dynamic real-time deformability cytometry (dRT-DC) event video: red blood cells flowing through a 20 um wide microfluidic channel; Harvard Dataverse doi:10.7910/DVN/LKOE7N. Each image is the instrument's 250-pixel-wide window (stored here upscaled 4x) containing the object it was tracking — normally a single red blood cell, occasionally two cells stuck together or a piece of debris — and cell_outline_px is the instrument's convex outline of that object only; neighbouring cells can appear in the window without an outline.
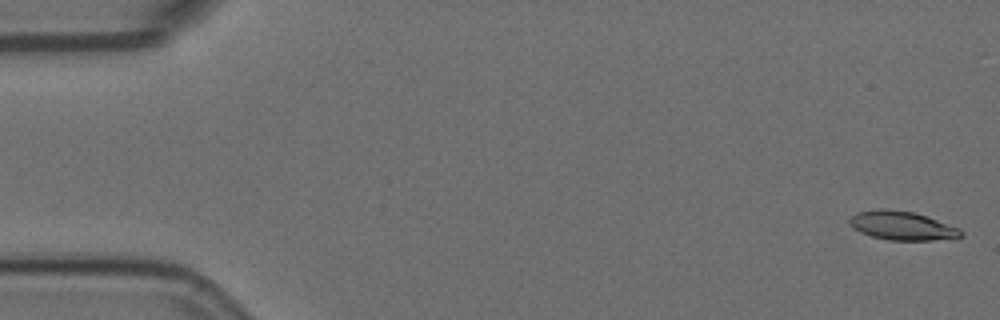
{"species": "Egyptian fruit bat (a non-hibernating species)", "species_latin": "Rousettus aegyptiacus", "temperature_condition": "room temperature", "stored_images_in_passage": 58, "camera_frame_rate_fps": 3000, "um_per_image_px": 0.085, "animal": {"sex": "female"}, "frame": {"image": 1, "passage_image": 2, "time_ms": 0.333, "image_size_px": [1000, 320], "cell_outline_px": [[964, 236], [932, 240], [888, 240], [872, 236], [860, 232], [852, 228], [848, 224], [848, 220], [856, 212], [876, 208], [888, 208], [916, 212], [960, 228], [964, 232]], "centroid_in_image_um": [76.65, 19.16], "position_along_channel_um": 8.4, "area_um2": 19.02}}
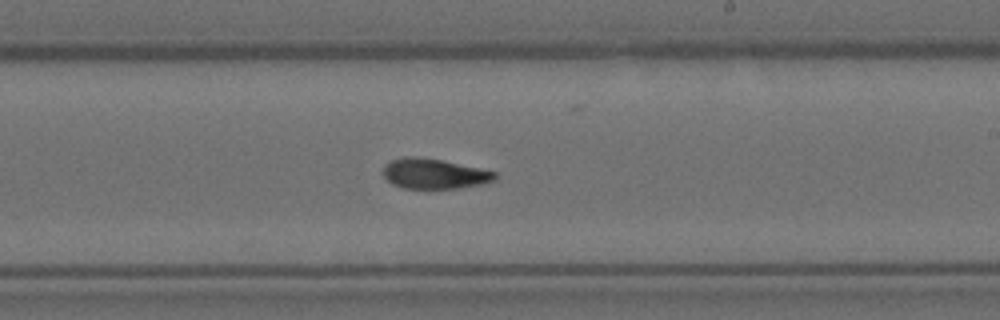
{"frame": {"image": 2, "passage_image": 34, "time_ms": 11.0, "image_size_px": [1000, 320], "cell_outline_px": [[496, 180], [480, 184], [456, 188], [404, 188], [392, 184], [384, 176], [384, 164], [392, 160], [408, 156], [416, 156], [444, 160], [480, 168], [496, 172]], "centroid_in_image_um": [36.91, 14.75], "position_along_channel_um": 252.1, "area_um2": 19.54}}
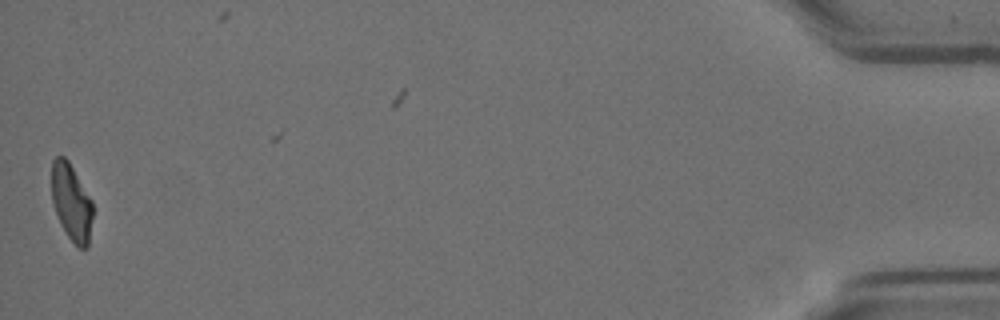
{"frame": {"image": 3, "passage_image": 57, "time_ms": 18.667, "image_size_px": [1000, 320], "cell_outline_px": [[92, 216], [88, 248], [80, 248], [68, 236], [60, 224], [52, 200], [52, 160], [56, 156], [64, 156], [68, 160], [92, 200]], "centroid_in_image_um": [6.07, 17.18], "position_along_channel_um": 429.1, "area_um2": 18.21}, "authors_computed_cell_mechanics": {"area_um2": 19.4497, "velocity_mm_per_s": 3.5785, "shape_relaxation_time_tau1_ms": 5.5551, "shape_relaxation_time_tau2_ms": 3.3868, "deformation_change_tau1": 0.1746, "deformation_change_tau2": 0.092}}